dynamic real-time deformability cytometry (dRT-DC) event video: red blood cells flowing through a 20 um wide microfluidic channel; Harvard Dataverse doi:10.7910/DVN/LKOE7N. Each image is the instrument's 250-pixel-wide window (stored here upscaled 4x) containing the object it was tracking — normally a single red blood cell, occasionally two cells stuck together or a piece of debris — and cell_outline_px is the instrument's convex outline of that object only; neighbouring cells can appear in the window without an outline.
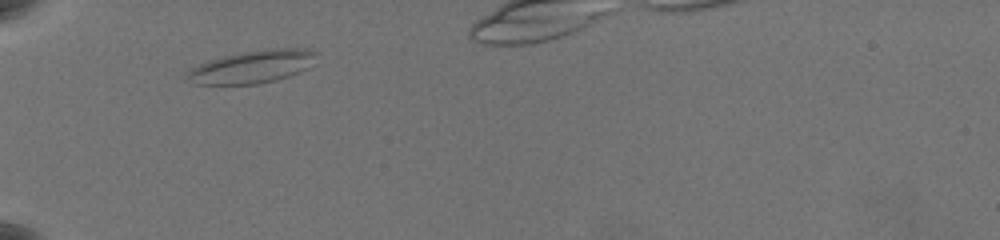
{"species": "common noctule bat (a hibernating species)", "species_latin": "Nyctalus noctula", "temperature_condition": "warm", "stored_images_in_passage": 35, "camera_frame_rate_fps": 3000, "um_per_image_px": 0.085, "animal": {"sex": "female", "body_mass_g": 19.5, "forearm_length_mm": 54.1}, "frame": {"image": 1, "passage_image": 1, "time_ms": 0.0, "image_size_px": [1000, 240], "cell_outline_px": [[320, 52], [308, 68], [300, 72], [276, 80], [256, 84], [192, 84], [184, 80], [184, 76], [192, 68], [200, 64], [224, 56], [264, 48], [304, 48]], "centroid_in_image_um": [21.47, 5.67], "position_along_channel_um": 63.5, "area_um2": 24.8}}
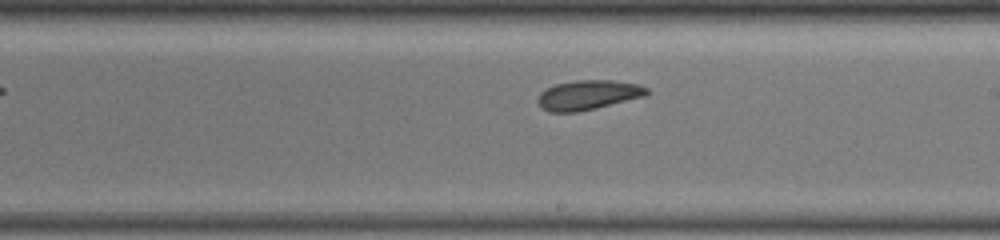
{"frame": {"image": 2, "passage_image": 17, "time_ms": 5.333, "image_size_px": [1000, 240], "cell_outline_px": [[648, 92], [644, 96], [596, 108], [576, 112], [548, 112], [540, 108], [536, 100], [540, 92], [544, 88], [556, 84], [576, 80], [612, 80], [640, 84], [648, 88]], "centroid_in_image_um": [49.93, 8.07], "position_along_channel_um": 239.1, "area_um2": 18.96}}
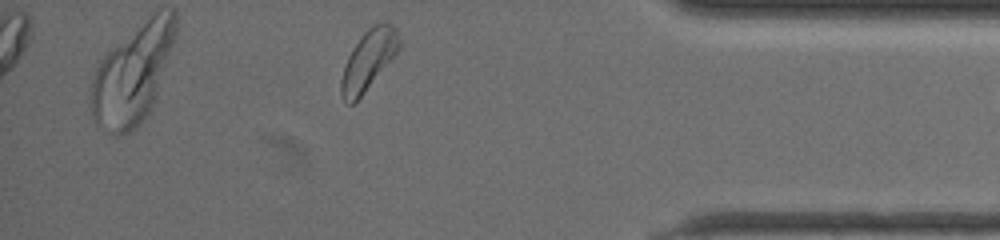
{"frame": {"image": 3, "passage_image": 33, "time_ms": 10.667, "image_size_px": [1000, 240], "cell_outline_px": [[400, 48], [360, 96], [352, 104], [348, 104], [344, 100], [340, 92], [340, 80], [348, 56], [352, 48], [364, 32], [368, 28], [380, 20], [388, 20], [396, 28], [400, 40]], "centroid_in_image_um": [31.32, 5.02], "position_along_channel_um": 403.9, "area_um2": 19.94}}